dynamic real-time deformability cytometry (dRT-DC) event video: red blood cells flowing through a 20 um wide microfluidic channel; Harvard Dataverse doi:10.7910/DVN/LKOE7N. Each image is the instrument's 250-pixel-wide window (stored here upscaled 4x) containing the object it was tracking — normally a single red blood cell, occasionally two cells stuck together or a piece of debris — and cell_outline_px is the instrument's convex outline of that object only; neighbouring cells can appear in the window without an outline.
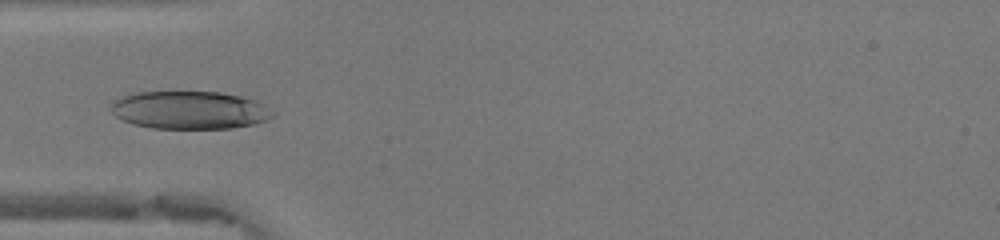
{"species": "human", "species_latin": "Homo sapiens", "temperature_condition": "warm", "stored_images_in_passage": 23, "camera_frame_rate_fps": 3000, "um_per_image_px": 0.085, "donor": {"sex": "female"}, "frame": {"image": 1, "passage_image": 4, "time_ms": 1.0, "image_size_px": [1000, 240], "cell_outline_px": [[276, 116], [268, 120], [256, 124], [232, 128], [152, 128], [132, 124], [116, 116], [112, 112], [112, 104], [116, 100], [124, 96], [136, 92], [220, 92], [240, 96], [256, 100], [264, 104], [276, 112]], "centroid_in_image_um": [16.21, 9.36], "position_along_channel_um": 68.8, "area_um2": 35.84}}
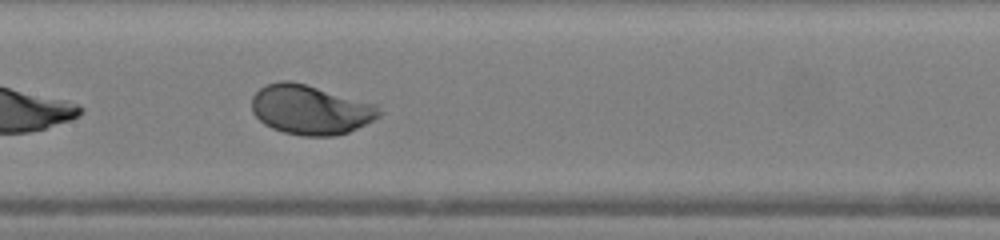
{"frame": {"image": 2, "passage_image": 12, "time_ms": 3.667, "image_size_px": [1000, 240], "cell_outline_px": [[380, 116], [348, 132], [336, 136], [304, 136], [284, 132], [272, 128], [264, 124], [252, 112], [252, 96], [260, 88], [268, 84], [280, 80], [288, 80], [304, 84], [376, 104], [380, 108]], "centroid_in_image_um": [26.36, 9.33], "position_along_channel_um": 181.0, "area_um2": 36.41}}
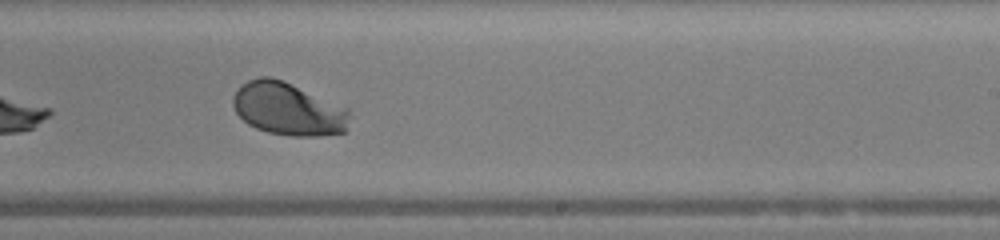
{"frame": {"image": 3, "passage_image": 18, "time_ms": 5.667, "image_size_px": [1000, 240], "cell_outline_px": [[348, 116], [344, 132], [320, 136], [292, 136], [268, 132], [256, 128], [248, 124], [236, 112], [232, 104], [232, 96], [248, 80], [260, 76], [268, 76], [284, 80], [348, 108]], "centroid_in_image_um": [24.47, 9.25], "position_along_channel_um": 264.5, "area_um2": 35.66}}